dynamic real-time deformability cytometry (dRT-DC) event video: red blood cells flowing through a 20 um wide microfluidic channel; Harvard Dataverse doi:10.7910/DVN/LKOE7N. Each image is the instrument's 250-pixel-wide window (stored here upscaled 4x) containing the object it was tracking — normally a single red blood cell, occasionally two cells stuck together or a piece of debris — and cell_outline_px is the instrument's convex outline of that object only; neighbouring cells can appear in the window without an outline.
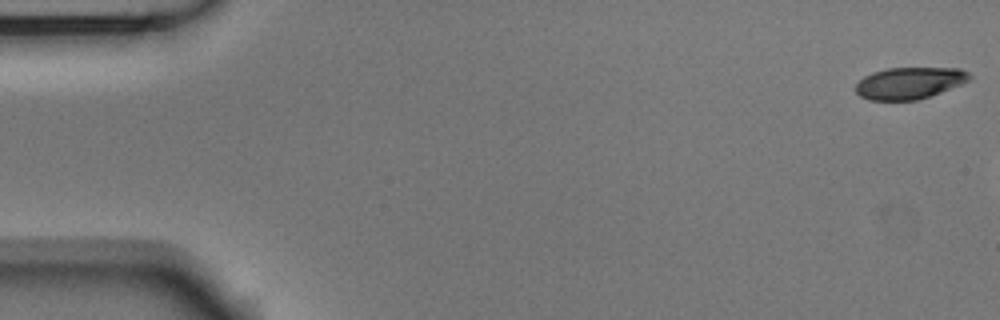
{"species": "Egyptian fruit bat (a non-hibernating species)", "species_latin": "Rousettus aegyptiacus", "temperature_condition": "room temperature", "stored_images_in_passage": 8, "camera_frame_rate_fps": 3000, "um_per_image_px": 0.085, "animal": {"sex": "male"}, "frame": {"image": 1, "passage_image": 1, "time_ms": 0.0, "image_size_px": [1000, 320], "cell_outline_px": [[972, 76], [968, 80], [960, 84], [940, 92], [916, 100], [868, 100], [860, 96], [856, 92], [856, 84], [864, 76], [872, 72], [888, 68], [960, 68], [968, 72]], "centroid_in_image_um": [77.27, 7.05], "position_along_channel_um": 7.7, "area_um2": 20.87}}